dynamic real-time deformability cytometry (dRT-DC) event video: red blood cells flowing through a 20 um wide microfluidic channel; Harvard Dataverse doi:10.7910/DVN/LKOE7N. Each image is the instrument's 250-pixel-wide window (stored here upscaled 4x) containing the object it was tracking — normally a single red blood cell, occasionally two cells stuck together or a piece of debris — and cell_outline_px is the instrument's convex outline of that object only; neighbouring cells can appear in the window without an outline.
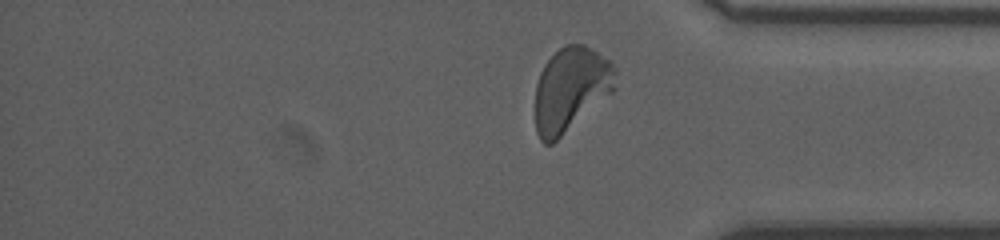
{"species": "human", "species_latin": "Homo sapiens", "temperature_condition": "room temperature", "stored_images_in_passage": 38, "segment_of_instrument_passage": [2, 2], "camera_frame_rate_fps": 3000, "um_per_image_px": 0.085, "donor": {"sex": "male"}, "frame": {"image": 1, "passage_image": 38, "time_ms": 12.333, "image_size_px": [1000, 240], "cell_outline_px": [[616, 88], [612, 92], [552, 144], [544, 144], [540, 140], [536, 132], [536, 84], [540, 72], [544, 64], [564, 44], [584, 44], [612, 60], [616, 68]], "centroid_in_image_um": [48.54, 7.56], "position_along_channel_um": 386.7, "area_um2": 39.36}}